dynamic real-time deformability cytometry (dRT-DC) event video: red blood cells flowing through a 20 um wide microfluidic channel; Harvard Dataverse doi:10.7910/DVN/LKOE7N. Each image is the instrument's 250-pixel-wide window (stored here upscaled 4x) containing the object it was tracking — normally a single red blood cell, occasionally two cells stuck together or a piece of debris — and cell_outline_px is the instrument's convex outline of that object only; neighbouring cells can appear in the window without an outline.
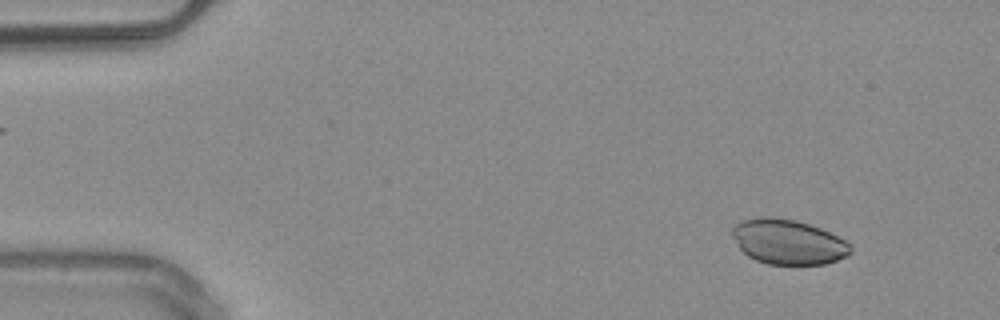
{"species": "common noctule bat (a hibernating species)", "species_latin": "Nyctalus noctula", "temperature_condition": "warm", "stored_images_in_passage": 50, "camera_frame_rate_fps": 3000, "um_per_image_px": 0.085, "animal": {"sex": "male", "body_mass_g": 20.4}, "frame": {"image": 1, "passage_image": 5, "time_ms": 1.333, "image_size_px": [1000, 320], "cell_outline_px": [[852, 252], [848, 256], [824, 264], [768, 264], [756, 260], [748, 256], [740, 248], [732, 236], [732, 228], [740, 220], [760, 216], [768, 216], [796, 220], [820, 228], [844, 240], [852, 248]], "centroid_in_image_um": [66.97, 20.55], "position_along_channel_um": 18.0, "area_um2": 30.87}}
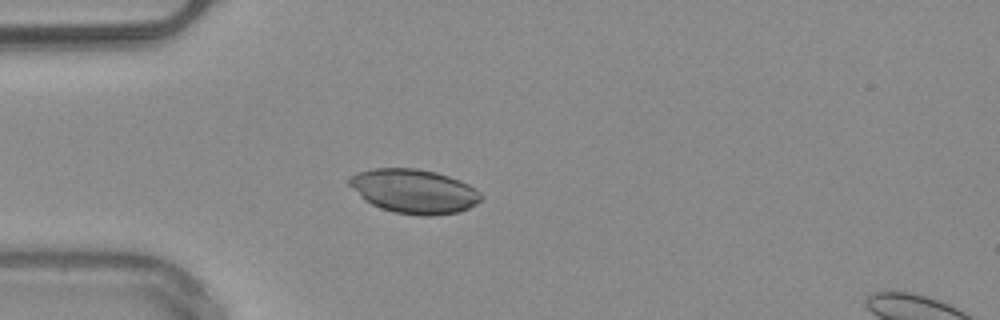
{"frame": {"image": 2, "passage_image": 14, "time_ms": 4.333, "image_size_px": [1000, 320], "cell_outline_px": [[484, 196], [476, 204], [460, 212], [432, 216], [420, 216], [392, 212], [380, 208], [364, 200], [348, 184], [348, 176], [356, 172], [372, 168], [416, 168], [436, 172], [460, 180], [476, 188]], "centroid_in_image_um": [35.18, 16.25], "position_along_channel_um": 49.8, "area_um2": 34.33}}
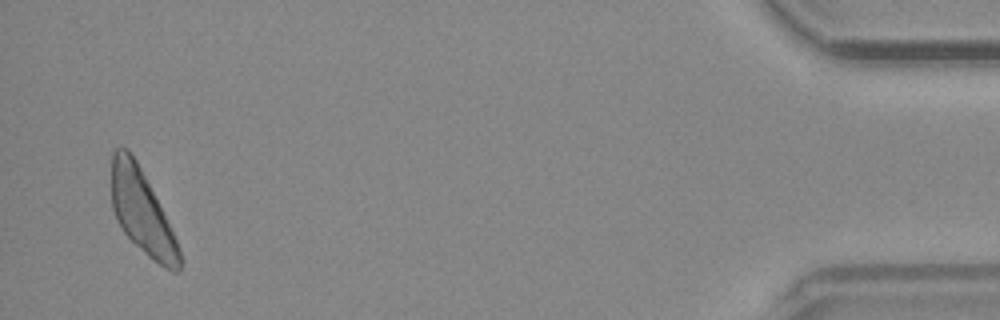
{"frame": {"image": 3, "passage_image": 49, "time_ms": 16.0, "image_size_px": [1000, 320], "cell_outline_px": [[180, 272], [172, 272], [164, 268], [152, 260], [124, 232], [116, 220], [112, 208], [112, 152], [116, 148], [128, 148], [136, 160], [176, 240], [180, 252]], "centroid_in_image_um": [12.03, 18.03], "position_along_channel_um": 423.2, "area_um2": 32.25}}